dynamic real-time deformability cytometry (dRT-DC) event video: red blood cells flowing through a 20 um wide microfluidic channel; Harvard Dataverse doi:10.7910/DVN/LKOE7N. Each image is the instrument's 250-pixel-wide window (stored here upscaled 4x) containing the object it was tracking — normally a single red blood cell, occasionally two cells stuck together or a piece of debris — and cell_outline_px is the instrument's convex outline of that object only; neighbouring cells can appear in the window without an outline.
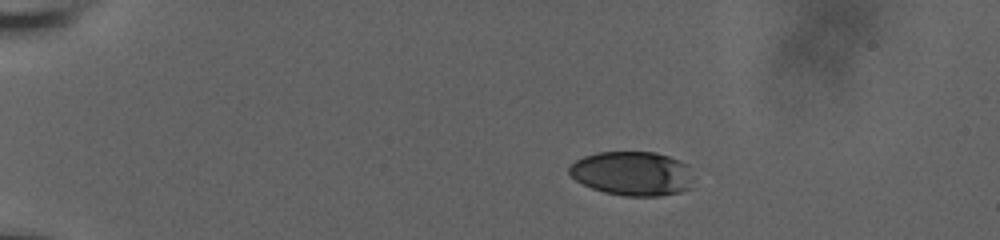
{"species": "human", "species_latin": "Homo sapiens", "temperature_condition": "room temperature", "stored_images_in_passage": 47, "camera_frame_rate_fps": 3000, "um_per_image_px": 0.085, "donor": {"sex": "male"}, "frame": {"image": 1, "passage_image": 1, "time_ms": 0.0, "image_size_px": [1000, 240], "cell_outline_px": [[692, 188], [680, 192], [660, 196], [624, 196], [604, 192], [592, 188], [576, 180], [568, 172], [568, 168], [576, 160], [584, 156], [596, 152], [656, 152], [668, 156], [688, 164]], "centroid_in_image_um": [53.74, 14.75], "position_along_channel_um": 31.3, "area_um2": 32.02}}
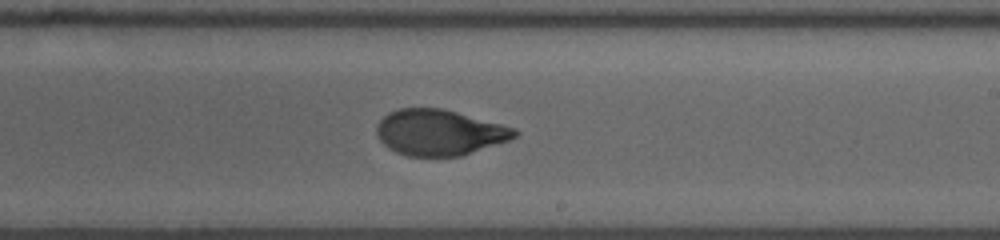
{"frame": {"image": 2, "passage_image": 26, "time_ms": 8.333, "image_size_px": [1000, 240], "cell_outline_px": [[520, 132], [516, 136], [508, 140], [460, 156], [408, 156], [396, 152], [388, 148], [380, 140], [376, 132], [376, 124], [388, 112], [400, 108], [440, 108], [456, 112], [516, 128]], "centroid_in_image_um": [37.31, 11.26], "position_along_channel_um": 251.7, "area_um2": 36.59}}
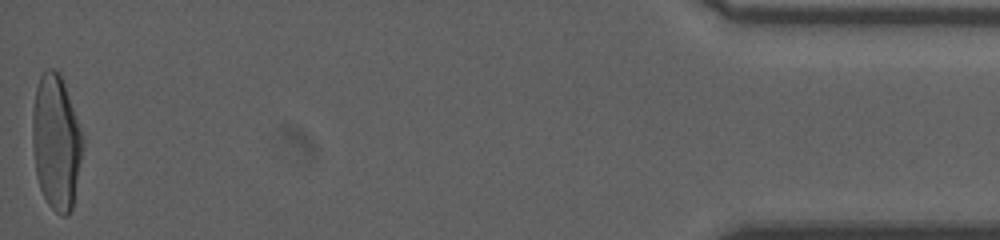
{"frame": {"image": 3, "passage_image": 47, "time_ms": 15.333, "image_size_px": [1000, 240], "cell_outline_px": [[84, 144], [72, 208], [64, 216], [60, 216], [48, 204], [40, 188], [36, 176], [32, 144], [32, 112], [36, 88], [40, 76], [44, 68], [52, 68], [60, 72], [84, 136]], "centroid_in_image_um": [4.77, 12.05], "position_along_channel_um": 430.4, "area_um2": 39.82}, "authors_computed_cell_mechanics": {"area_um2": 37.0498, "velocity_mm_per_s": 3.7549, "shape_relaxation_time_tau1_ms": 4.9971, "shape_relaxation_time_tau2_ms": 0.9087, "deformation_change_tau1": 0.2115, "deformation_change_tau2": 0.0616}}